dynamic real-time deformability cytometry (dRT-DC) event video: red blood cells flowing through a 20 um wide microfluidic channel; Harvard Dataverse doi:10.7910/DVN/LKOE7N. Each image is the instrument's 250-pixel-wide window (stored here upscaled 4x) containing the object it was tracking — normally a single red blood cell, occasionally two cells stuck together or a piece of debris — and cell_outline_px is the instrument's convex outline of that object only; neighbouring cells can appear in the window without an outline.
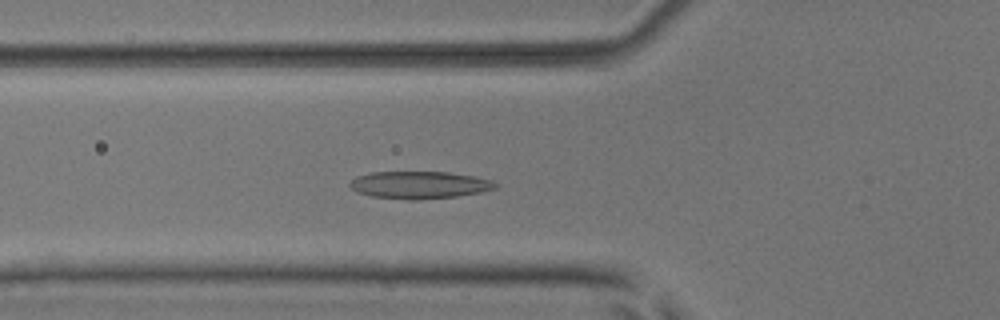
{"species": "common noctule bat (a hibernating species)", "species_latin": "Nyctalus noctula", "temperature_condition": "room temperature", "stored_images_in_passage": 51, "camera_frame_rate_fps": 3000, "um_per_image_px": 0.085, "animal": {"sex": "male", "body_mass_g": 17.9, "forearm_length_mm": 54.2}, "frame": {"image": 1, "passage_image": 18, "time_ms": 5.667, "image_size_px": [1000, 320], "cell_outline_px": [[500, 184], [496, 188], [480, 192], [456, 196], [420, 200], [412, 200], [372, 196], [356, 192], [348, 184], [356, 176], [372, 172], [448, 172], [476, 176], [492, 180]], "centroid_in_image_um": [35.67, 15.71], "position_along_channel_um": 90.1, "area_um2": 23.29}}
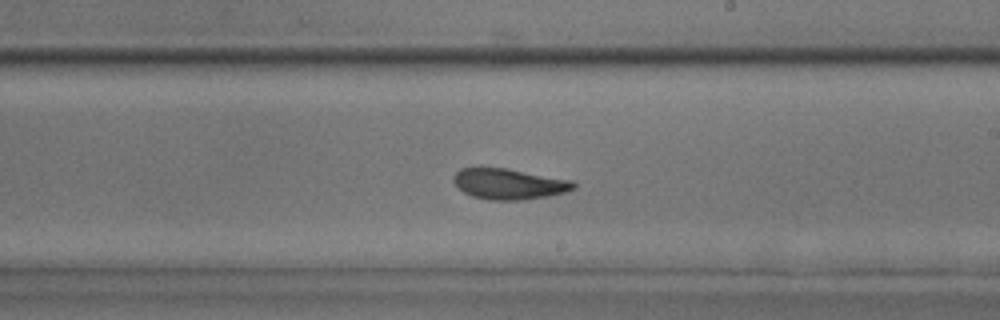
{"frame": {"image": 2, "passage_image": 30, "time_ms": 9.667, "image_size_px": [1000, 320], "cell_outline_px": [[576, 188], [564, 192], [548, 196], [520, 200], [488, 200], [472, 196], [464, 192], [452, 180], [452, 176], [460, 168], [508, 168], [572, 180], [576, 184]], "centroid_in_image_um": [43.27, 15.63], "position_along_channel_um": 245.7, "area_um2": 21.5}}
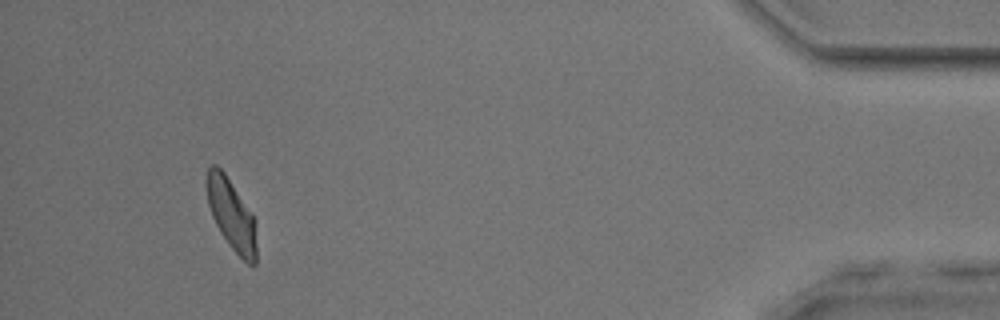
{"frame": {"image": 3, "passage_image": 48, "time_ms": 15.667, "image_size_px": [1000, 320], "cell_outline_px": [[256, 264], [252, 268], [228, 244], [220, 232], [212, 216], [208, 204], [204, 184], [204, 180], [208, 168], [212, 164], [216, 164], [224, 172], [252, 212], [256, 220]], "centroid_in_image_um": [19.66, 18.22], "position_along_channel_um": 415.5, "area_um2": 21.1}, "authors_computed_cell_mechanics": {"area_um2": 22.1952, "velocity_mm_per_s": 3.9003, "shape_relaxation_time_tau1_ms": 4.0147, "shape_relaxation_time_tau2_ms": 1.6731, "deformation_change_tau1": 0.158, "deformation_change_tau2": 0.0886}}